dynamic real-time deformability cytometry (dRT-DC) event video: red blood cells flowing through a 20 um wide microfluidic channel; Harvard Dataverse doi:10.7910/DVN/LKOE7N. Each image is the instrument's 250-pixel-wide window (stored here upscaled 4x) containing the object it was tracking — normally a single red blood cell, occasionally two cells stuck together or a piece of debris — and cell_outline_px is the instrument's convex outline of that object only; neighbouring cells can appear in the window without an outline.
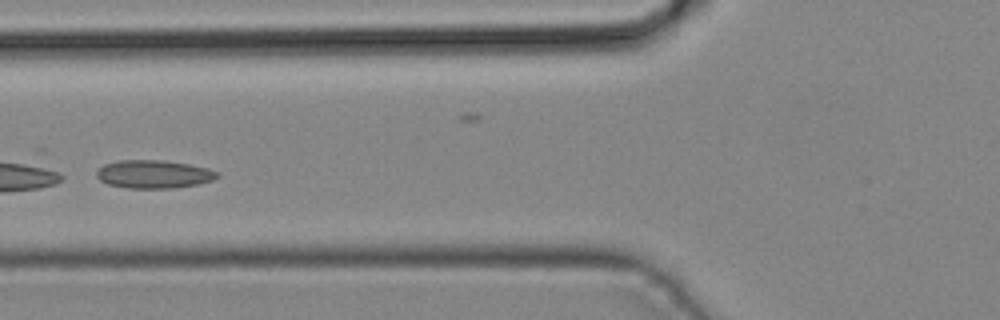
{"species": "common noctule bat (a hibernating species)", "species_latin": "Nyctalus noctula", "temperature_condition": "cold", "stored_images_in_passage": 32, "camera_frame_rate_fps": 3000, "um_per_image_px": 0.085, "animal": {"sex": "male", "body_mass_g": 19.2, "forearm_length_mm": 51.8}, "frame": {"image": 1, "passage_image": 14, "time_ms": 4.333, "image_size_px": [1000, 320], "cell_outline_px": [[220, 176], [212, 180], [196, 184], [172, 188], [128, 188], [108, 184], [100, 180], [96, 176], [96, 168], [104, 164], [116, 160], [164, 160], [188, 164], [208, 168], [220, 172]], "centroid_in_image_um": [13.04, 14.79], "position_along_channel_um": 112.8, "area_um2": 19.94}}
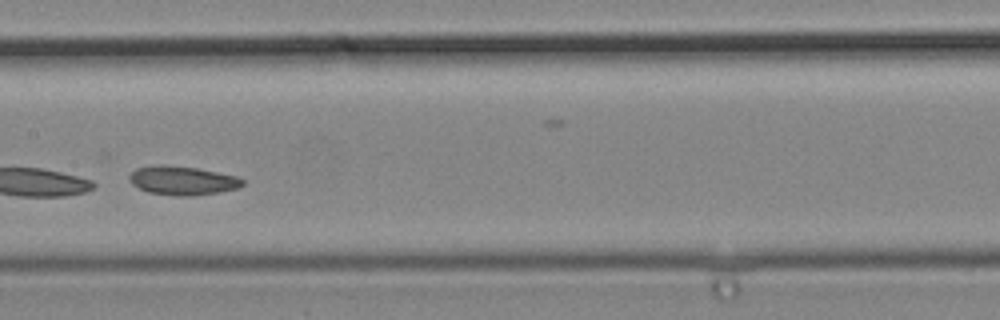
{"frame": {"image": 2, "passage_image": 19, "time_ms": 6.0, "image_size_px": [1000, 320], "cell_outline_px": [[244, 184], [240, 188], [220, 192], [192, 196], [180, 196], [148, 192], [132, 184], [128, 180], [128, 176], [136, 168], [156, 164], [164, 164], [196, 168], [236, 176], [244, 180]], "centroid_in_image_um": [15.5, 15.34], "position_along_channel_um": 191.9, "area_um2": 19.13}}